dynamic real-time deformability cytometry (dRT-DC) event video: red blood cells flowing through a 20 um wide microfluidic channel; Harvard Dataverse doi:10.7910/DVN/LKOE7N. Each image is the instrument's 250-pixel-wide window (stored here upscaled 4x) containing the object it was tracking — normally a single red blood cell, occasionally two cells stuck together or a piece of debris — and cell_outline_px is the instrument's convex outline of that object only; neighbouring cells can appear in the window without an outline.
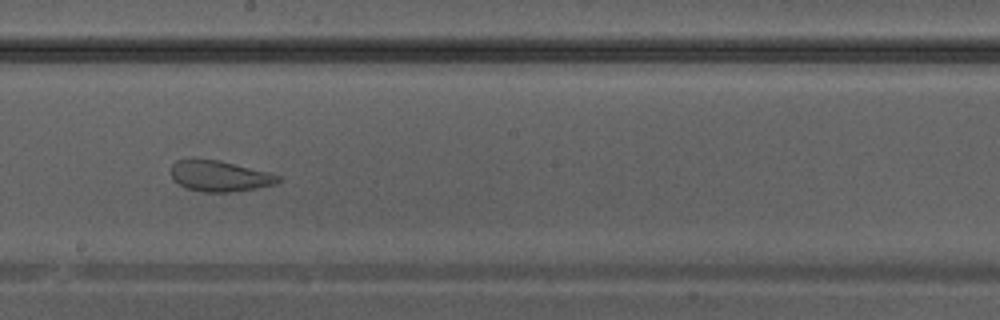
{"species": "Egyptian fruit bat (a non-hibernating species)", "species_latin": "Rousettus aegyptiacus", "temperature_condition": "warm", "stored_images_in_passage": 41, "camera_frame_rate_fps": 3000, "um_per_image_px": 0.085, "animal": {"sex": "male"}, "frame": {"image": 1, "passage_image": 24, "time_ms": 7.667, "image_size_px": [1000, 320], "cell_outline_px": [[280, 180], [276, 184], [256, 188], [232, 192], [204, 192], [188, 188], [180, 184], [172, 176], [172, 164], [176, 160], [192, 156], [220, 160], [268, 172], [280, 176]], "centroid_in_image_um": [18.64, 14.92], "position_along_channel_um": 229.6, "area_um2": 19.48}}